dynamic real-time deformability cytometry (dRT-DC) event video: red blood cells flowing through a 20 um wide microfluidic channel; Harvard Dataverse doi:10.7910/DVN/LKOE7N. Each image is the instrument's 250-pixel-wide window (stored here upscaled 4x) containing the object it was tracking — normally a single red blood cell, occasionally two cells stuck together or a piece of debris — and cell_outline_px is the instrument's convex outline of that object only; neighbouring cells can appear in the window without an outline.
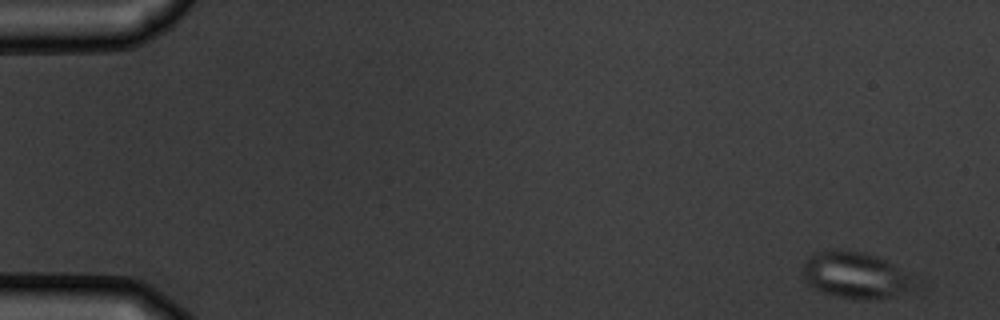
{"species": "common noctule bat (a hibernating species)", "species_latin": "Nyctalus noctula", "temperature_condition": "warm", "stored_images_in_passage": 5, "camera_frame_rate_fps": 3000, "um_per_image_px": 0.085, "animal": {"sex": "male", "body_mass_g": 19.5, "forearm_length_mm": 54.6}, "frame": {"image": 1, "passage_image": 1, "time_ms": 0.0, "image_size_px": [1000, 320], "cell_outline_px": [[920, 288], [892, 296], [876, 300], [864, 300], [836, 296], [824, 292], [808, 284], [804, 280], [804, 264], [808, 256], [816, 252], [860, 252], [876, 256], [920, 276]], "centroid_in_image_um": [72.91, 23.44], "position_along_channel_um": 12.1, "area_um2": 30.52}}